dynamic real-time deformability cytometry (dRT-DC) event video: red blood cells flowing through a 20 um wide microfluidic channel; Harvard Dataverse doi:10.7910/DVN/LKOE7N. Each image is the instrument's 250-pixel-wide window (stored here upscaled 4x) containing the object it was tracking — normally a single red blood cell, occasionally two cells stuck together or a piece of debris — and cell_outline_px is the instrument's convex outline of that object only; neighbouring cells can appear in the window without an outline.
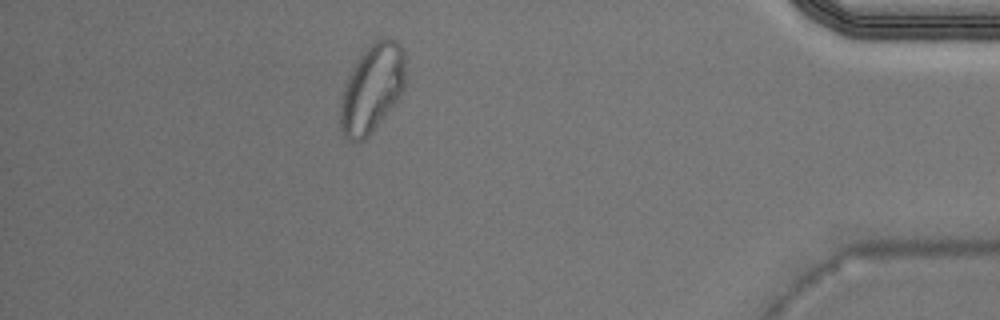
{"species": "Egyptian fruit bat (a non-hibernating species)", "species_latin": "Rousettus aegyptiacus", "temperature_condition": "warm", "stored_images_in_passage": 39, "camera_frame_rate_fps": 3000, "um_per_image_px": 0.085, "animal": {"sex": "male"}, "frame": {"image": 1, "passage_image": 34, "time_ms": 11.0, "image_size_px": [1000, 320], "cell_outline_px": [[404, 88], [400, 96], [372, 132], [360, 144], [356, 144], [348, 140], [344, 136], [340, 128], [340, 104], [344, 88], [348, 76], [360, 56], [376, 40], [384, 36], [388, 36], [396, 40], [400, 44], [404, 52]], "centroid_in_image_um": [31.61, 7.55], "position_along_channel_um": 403.6, "area_um2": 33.41}}